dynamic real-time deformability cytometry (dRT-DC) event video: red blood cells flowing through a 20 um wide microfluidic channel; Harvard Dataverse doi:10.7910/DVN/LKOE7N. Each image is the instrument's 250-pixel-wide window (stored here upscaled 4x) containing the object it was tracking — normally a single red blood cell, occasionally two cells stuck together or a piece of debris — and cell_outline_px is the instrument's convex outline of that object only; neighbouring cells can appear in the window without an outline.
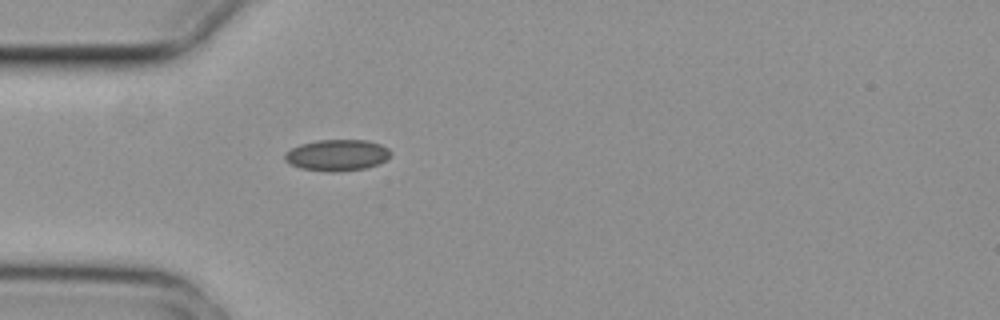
{"species": "common noctule bat (a hibernating species)", "species_latin": "Nyctalus noctula", "temperature_condition": "cold", "stored_images_in_passage": 1, "camera_frame_rate_fps": 3000, "um_per_image_px": 0.085, "animal": {"sex": "female", "body_mass_g": 29.2, "forearm_length_mm": 56.3}, "frame": {"image": 1, "passage_image": 1, "time_ms": 0.0, "image_size_px": [1000, 320], "cell_outline_px": [[392, 152], [384, 160], [376, 164], [364, 168], [336, 172], [332, 172], [300, 168], [284, 160], [284, 152], [300, 144], [316, 140], [368, 140], [380, 144], [388, 148]], "centroid_in_image_um": [28.62, 13.17], "position_along_channel_um": 56.4, "area_um2": 19.19}}